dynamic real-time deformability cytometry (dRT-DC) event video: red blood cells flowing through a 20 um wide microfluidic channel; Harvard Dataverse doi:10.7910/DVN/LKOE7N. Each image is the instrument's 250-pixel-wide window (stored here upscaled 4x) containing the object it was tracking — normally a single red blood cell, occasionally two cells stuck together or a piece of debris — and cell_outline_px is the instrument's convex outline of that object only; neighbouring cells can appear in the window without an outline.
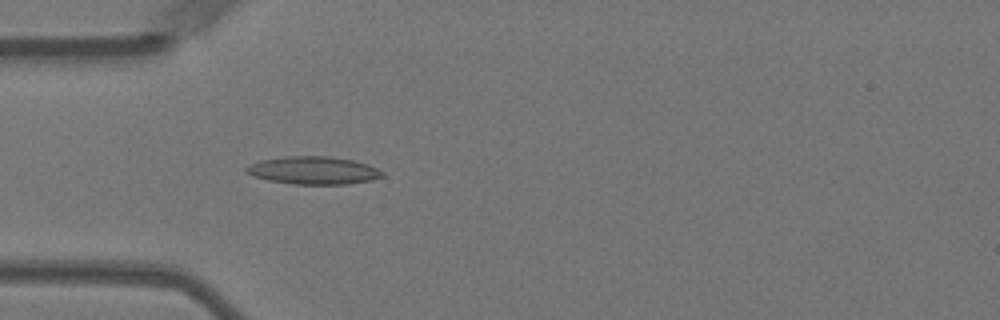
{"species": "Egyptian fruit bat (a non-hibernating species)", "species_latin": "Rousettus aegyptiacus", "temperature_condition": "warm", "stored_images_in_passage": 57, "camera_frame_rate_fps": 3000, "um_per_image_px": 0.085, "animal": {"sex": "female"}, "frame": {"image": 1, "passage_image": 17, "time_ms": 5.333, "image_size_px": [1000, 320], "cell_outline_px": [[384, 176], [372, 180], [348, 184], [292, 184], [268, 180], [252, 176], [244, 172], [244, 168], [248, 164], [260, 160], [284, 156], [332, 156], [352, 160], [376, 168], [384, 172]], "centroid_in_image_um": [26.58, 14.48], "position_along_channel_um": 58.4, "area_um2": 22.2}}
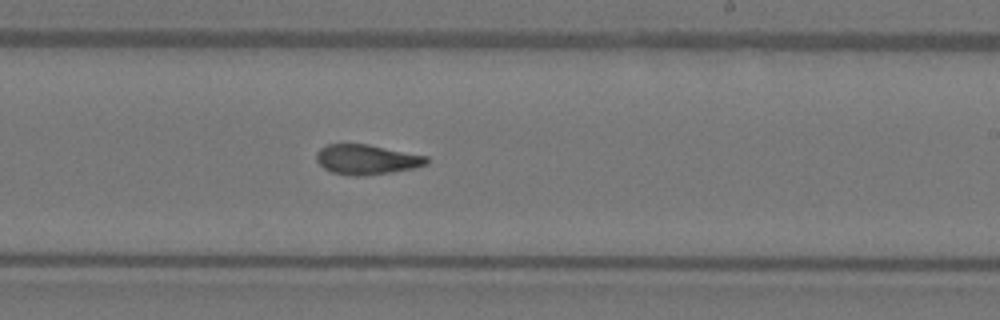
{"frame": {"image": 2, "passage_image": 34, "time_ms": 11.0, "image_size_px": [1000, 320], "cell_outline_px": [[428, 164], [412, 168], [392, 172], [364, 176], [352, 176], [332, 172], [324, 168], [316, 160], [316, 152], [320, 148], [328, 144], [368, 144], [428, 156]], "centroid_in_image_um": [31.16, 13.56], "position_along_channel_um": 257.8, "area_um2": 19.25}}
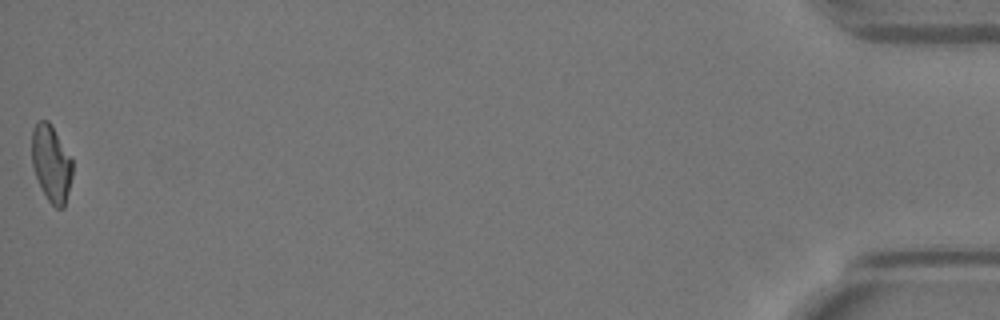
{"frame": {"image": 3, "passage_image": 57, "time_ms": 18.667, "image_size_px": [1000, 320], "cell_outline_px": [[72, 176], [64, 208], [56, 208], [48, 200], [36, 176], [32, 164], [32, 128], [40, 120], [48, 120], [72, 160]], "centroid_in_image_um": [4.35, 13.9], "position_along_channel_um": 430.8, "area_um2": 17.74}, "authors_computed_cell_mechanics": {"area_um2": 19.5942, "velocity_mm_per_s": 3.5636, "shape_relaxation_time_tau1_ms": 10.6442, "shape_relaxation_time_tau2_ms": 2.7568, "deformation_change_tau1": 0.269, "deformation_change_tau2": 0.1043}}